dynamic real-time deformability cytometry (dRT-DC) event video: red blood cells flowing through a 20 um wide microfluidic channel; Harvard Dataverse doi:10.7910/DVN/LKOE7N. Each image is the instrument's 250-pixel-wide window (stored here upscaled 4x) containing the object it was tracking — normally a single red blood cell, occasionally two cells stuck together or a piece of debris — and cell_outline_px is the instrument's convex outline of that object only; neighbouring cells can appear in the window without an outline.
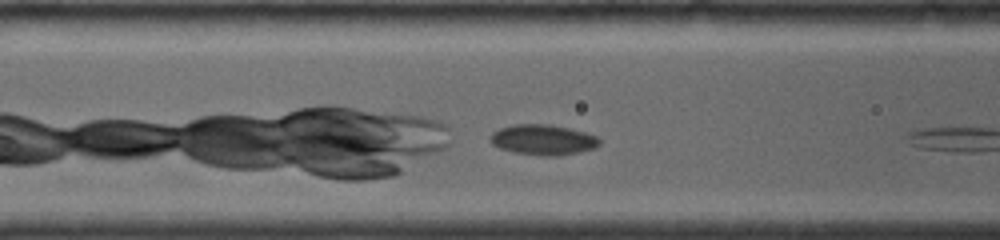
{"species": "common noctule bat (a hibernating species)", "species_latin": "Nyctalus noctula", "temperature_condition": "room temperature", "stored_images_in_passage": 9, "camera_frame_rate_fps": 4000, "um_per_image_px": 0.085, "animal": {"sex": "female", "body_mass_g": 19.0, "forearm_length_mm": 56.7}, "frame": {"image": 1, "passage_image": 6, "time_ms": 1.75, "image_size_px": [1000, 240], "cell_outline_px": [[600, 144], [596, 148], [556, 156], [544, 156], [516, 152], [500, 148], [492, 144], [488, 140], [488, 136], [492, 132], [500, 128], [512, 124], [548, 124], [568, 128], [584, 132], [596, 136], [600, 140]], "centroid_in_image_um": [46.12, 11.87], "position_along_channel_um": 120.5, "area_um2": 19.31}}